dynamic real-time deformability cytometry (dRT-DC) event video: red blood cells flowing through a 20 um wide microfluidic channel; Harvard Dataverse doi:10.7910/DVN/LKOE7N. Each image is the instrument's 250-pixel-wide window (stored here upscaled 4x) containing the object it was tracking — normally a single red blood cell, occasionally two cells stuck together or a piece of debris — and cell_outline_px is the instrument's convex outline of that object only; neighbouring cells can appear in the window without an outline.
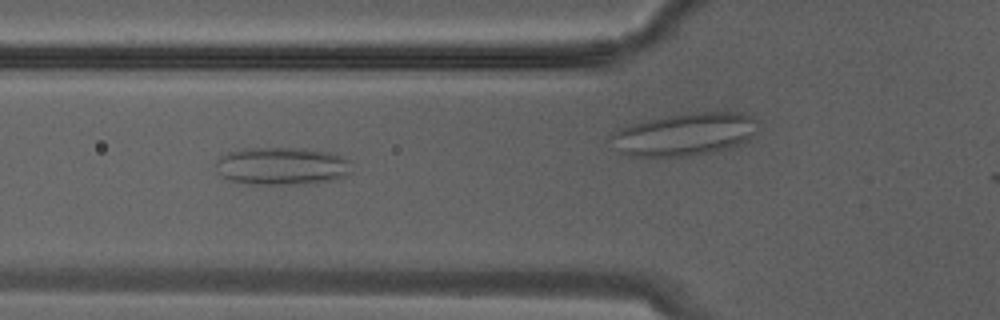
{"species": "Egyptian fruit bat (a non-hibernating species)", "species_latin": "Rousettus aegyptiacus", "temperature_condition": "warm", "stored_images_in_passage": 16, "camera_frame_rate_fps": 3000, "um_per_image_px": 0.085, "animal": {"sex": "male"}, "frame": {"image": 1, "passage_image": 3, "time_ms": 0.667, "image_size_px": [1000, 320], "cell_outline_px": [[352, 172], [336, 180], [312, 184], [248, 184], [232, 180], [224, 176], [220, 172], [216, 164], [216, 160], [220, 156], [228, 152], [244, 148], [308, 148], [332, 152], [348, 160]], "centroid_in_image_um": [24.02, 14.11], "position_along_channel_um": 101.8, "area_um2": 30.11}}